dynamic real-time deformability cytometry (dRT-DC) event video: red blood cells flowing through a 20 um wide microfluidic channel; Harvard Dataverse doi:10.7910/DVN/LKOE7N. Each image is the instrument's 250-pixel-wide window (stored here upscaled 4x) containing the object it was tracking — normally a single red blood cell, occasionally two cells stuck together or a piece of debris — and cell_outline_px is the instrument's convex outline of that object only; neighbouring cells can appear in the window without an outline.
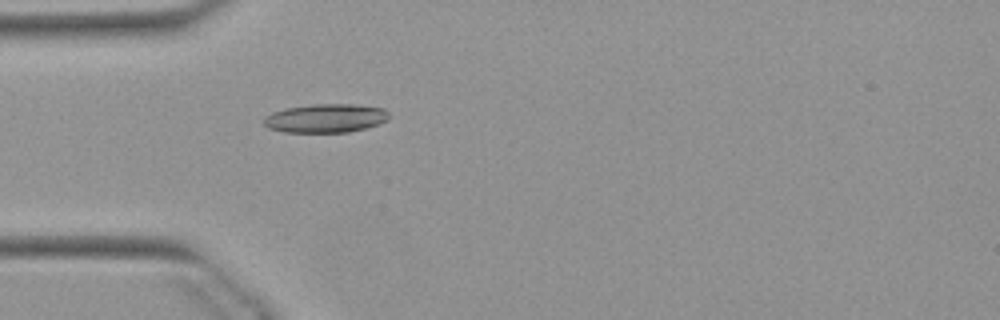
{"species": "Egyptian fruit bat (a non-hibernating species)", "species_latin": "Rousettus aegyptiacus", "temperature_condition": "warm", "stored_images_in_passage": 40, "camera_frame_rate_fps": 3000, "um_per_image_px": 0.085, "animal": {"sex": "female"}, "frame": {"image": 1, "passage_image": 3, "time_ms": 0.667, "image_size_px": [1000, 320], "cell_outline_px": [[388, 120], [380, 124], [348, 132], [284, 132], [268, 128], [264, 124], [264, 116], [272, 112], [284, 108], [312, 104], [352, 104], [384, 108], [388, 112]], "centroid_in_image_um": [27.66, 10.04], "position_along_channel_um": 57.3, "area_um2": 21.04}}
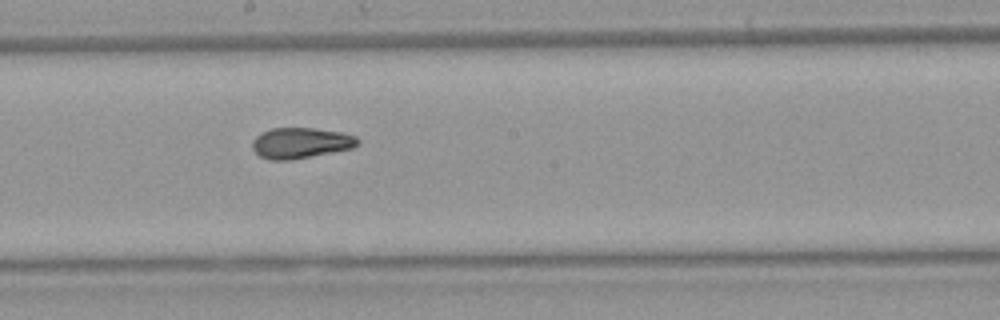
{"frame": {"image": 2, "passage_image": 16, "time_ms": 5.0, "image_size_px": [1000, 320], "cell_outline_px": [[360, 144], [352, 148], [312, 156], [288, 160], [268, 160], [260, 156], [252, 148], [252, 140], [260, 132], [272, 128], [316, 128], [340, 132], [356, 136], [360, 140]], "centroid_in_image_um": [25.55, 12.14], "position_along_channel_um": 222.6, "area_um2": 18.96}}
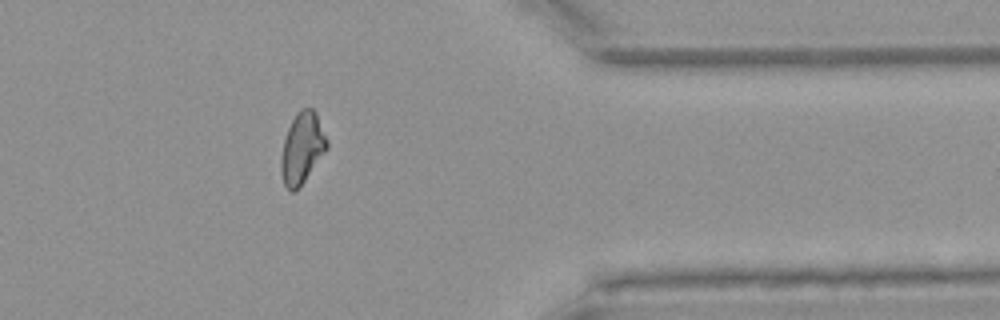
{"frame": {"image": 3, "passage_image": 30, "time_ms": 9.667, "image_size_px": [1000, 320], "cell_outline_px": [[328, 148], [304, 180], [292, 192], [284, 184], [280, 172], [280, 160], [284, 140], [288, 128], [296, 112], [304, 108], [312, 108], [316, 112], [328, 140]], "centroid_in_image_um": [25.68, 12.55], "position_along_channel_um": 385.7, "area_um2": 18.73}, "authors_computed_cell_mechanics": {"area_um2": 19.1896, "velocity_mm_per_s": 3.8833, "shape_relaxation_time_tau1_ms": 6.3655, "shape_relaxation_time_tau2_ms": 1.7016, "deformation_change_tau1": 0.2131, "deformation_change_tau2": 0.076}}